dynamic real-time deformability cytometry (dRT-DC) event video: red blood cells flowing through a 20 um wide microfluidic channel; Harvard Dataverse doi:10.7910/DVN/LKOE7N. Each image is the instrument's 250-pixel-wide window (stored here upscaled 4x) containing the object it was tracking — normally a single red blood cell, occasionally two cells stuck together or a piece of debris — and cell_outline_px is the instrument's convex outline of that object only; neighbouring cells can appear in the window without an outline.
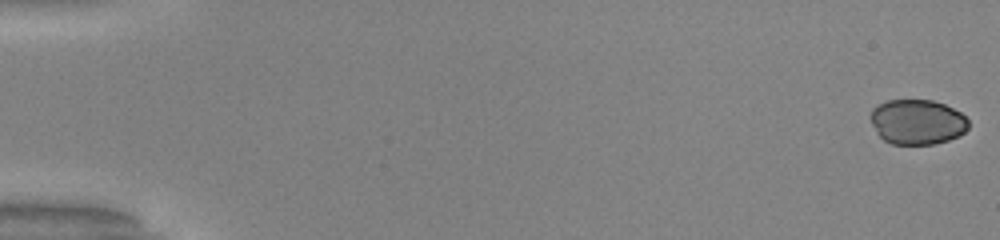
{"species": "common noctule bat (a hibernating species)", "species_latin": "Nyctalus noctula", "temperature_condition": "warm", "stored_images_in_passage": 51, "camera_frame_rate_fps": 3000, "um_per_image_px": 0.085, "animal": {"sex": "male", "body_mass_g": 20.0, "forearm_length_mm": 53.3}, "frame": {"image": 1, "passage_image": 1, "time_ms": 0.0, "image_size_px": [1000, 240], "cell_outline_px": [[968, 128], [960, 136], [936, 144], [892, 144], [884, 140], [876, 132], [868, 116], [872, 108], [876, 104], [888, 100], [932, 100], [944, 104], [960, 112], [968, 120]], "centroid_in_image_um": [77.94, 10.36], "position_along_channel_um": 7.1, "area_um2": 25.95}}
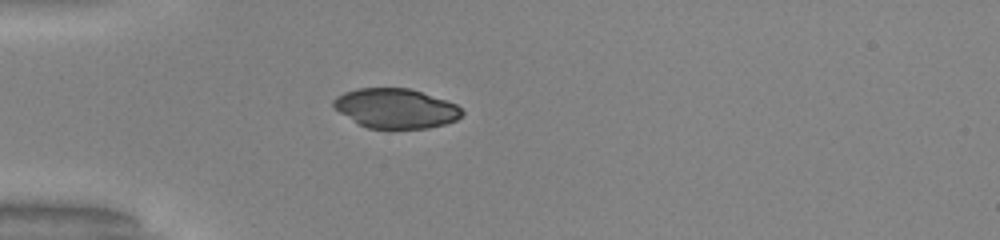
{"frame": {"image": 2, "passage_image": 16, "time_ms": 5.0, "image_size_px": [1000, 240], "cell_outline_px": [[464, 112], [456, 120], [444, 124], [428, 128], [368, 128], [356, 124], [332, 108], [332, 100], [336, 96], [344, 92], [356, 88], [408, 88], [456, 104]], "centroid_in_image_um": [33.55, 9.22], "position_along_channel_um": 51.4, "area_um2": 29.71}}